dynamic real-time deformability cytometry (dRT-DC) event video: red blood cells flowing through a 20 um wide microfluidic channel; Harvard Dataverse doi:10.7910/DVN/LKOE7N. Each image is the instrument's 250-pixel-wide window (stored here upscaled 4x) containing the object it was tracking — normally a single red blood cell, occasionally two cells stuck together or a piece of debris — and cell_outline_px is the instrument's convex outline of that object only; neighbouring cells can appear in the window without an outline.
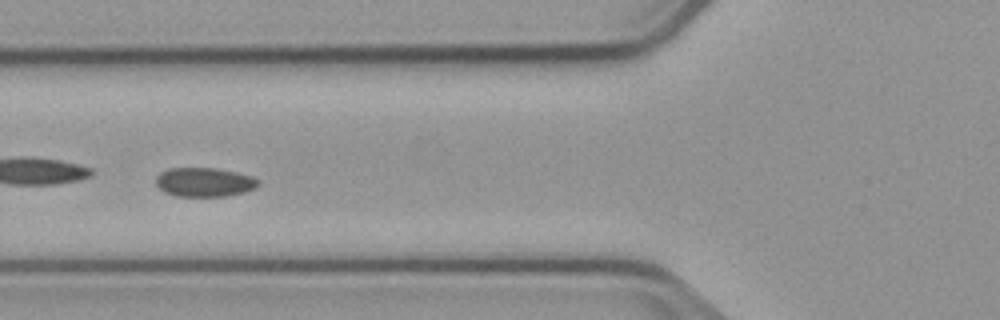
{"species": "common noctule bat (a hibernating species)", "species_latin": "Nyctalus noctula", "temperature_condition": "cold", "stored_images_in_passage": 7, "camera_frame_rate_fps": 3000, "um_per_image_px": 0.085, "animal": {"sex": "male", "body_mass_g": 23.1, "forearm_length_mm": 52.7}, "frame": {"image": 1, "passage_image": 5, "time_ms": 4.667, "image_size_px": [1000, 320], "cell_outline_px": [[260, 184], [256, 188], [244, 192], [224, 196], [176, 196], [164, 192], [156, 184], [156, 176], [160, 172], [168, 168], [216, 168], [236, 172], [252, 176], [260, 180]], "centroid_in_image_um": [17.38, 15.48], "position_along_channel_um": 108.4, "area_um2": 17.46}}
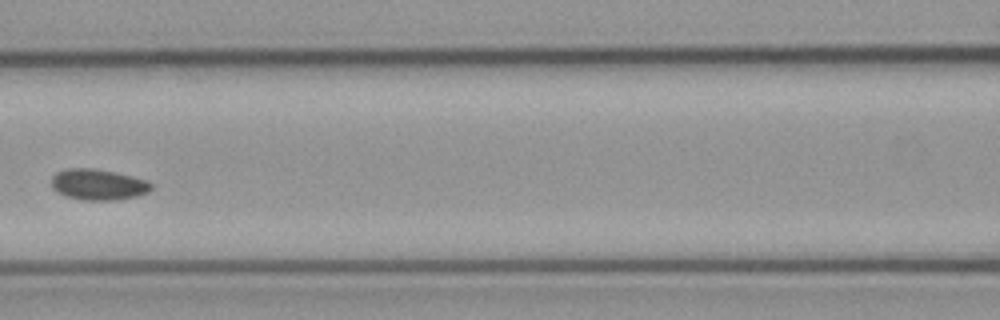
{"frame": {"image": 2, "passage_image": 6, "time_ms": 6.0, "image_size_px": [1000, 320], "cell_outline_px": [[152, 188], [148, 192], [136, 196], [112, 200], [80, 200], [64, 196], [56, 192], [52, 188], [52, 176], [56, 172], [68, 168], [92, 168], [116, 172], [148, 180], [152, 184]], "centroid_in_image_um": [8.32, 15.68], "position_along_channel_um": 158.3, "area_um2": 18.15}}
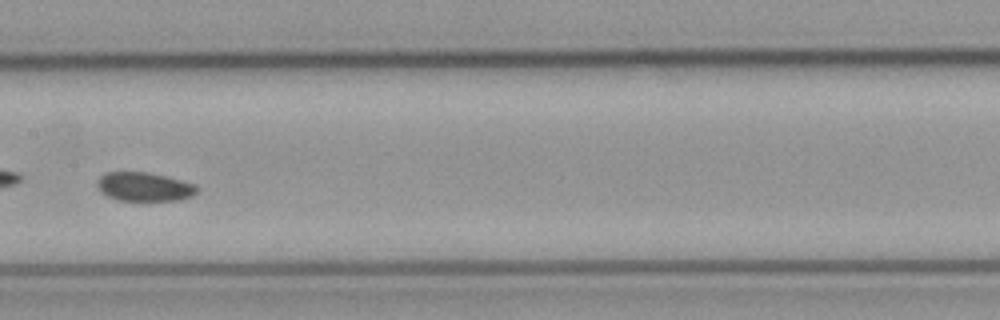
{"frame": {"image": 3, "passage_image": 7, "time_ms": 7.0, "image_size_px": [1000, 320], "cell_outline_px": [[200, 188], [192, 196], [180, 200], [120, 200], [108, 196], [100, 192], [96, 188], [96, 180], [100, 176], [108, 172], [148, 172], [196, 184]], "centroid_in_image_um": [12.25, 15.87], "position_along_channel_um": 195.2, "area_um2": 16.82}}